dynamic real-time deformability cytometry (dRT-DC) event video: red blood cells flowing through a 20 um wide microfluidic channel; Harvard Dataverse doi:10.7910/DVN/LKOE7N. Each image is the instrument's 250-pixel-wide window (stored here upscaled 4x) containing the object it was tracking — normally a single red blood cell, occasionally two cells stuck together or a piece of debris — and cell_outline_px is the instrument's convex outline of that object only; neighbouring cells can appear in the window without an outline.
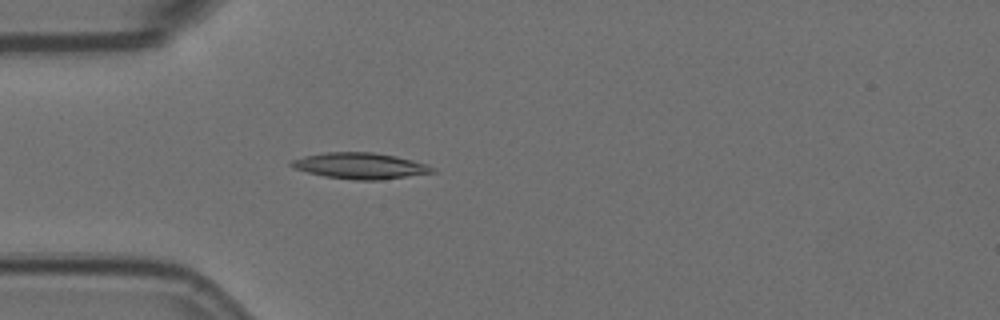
{"species": "Egyptian fruit bat (a non-hibernating species)", "species_latin": "Rousettus aegyptiacus", "temperature_condition": "room temperature", "stored_images_in_passage": 4, "camera_frame_rate_fps": 3000, "um_per_image_px": 0.085, "animal": {"sex": "female"}, "frame": {"image": 1, "passage_image": 4, "time_ms": 1.0, "image_size_px": [1000, 320], "cell_outline_px": [[436, 172], [380, 180], [356, 180], [324, 176], [292, 168], [288, 164], [292, 160], [304, 156], [324, 152], [372, 152], [396, 156], [412, 160], [436, 168]], "centroid_in_image_um": [30.59, 14.09], "position_along_channel_um": 54.4, "area_um2": 21.39}}